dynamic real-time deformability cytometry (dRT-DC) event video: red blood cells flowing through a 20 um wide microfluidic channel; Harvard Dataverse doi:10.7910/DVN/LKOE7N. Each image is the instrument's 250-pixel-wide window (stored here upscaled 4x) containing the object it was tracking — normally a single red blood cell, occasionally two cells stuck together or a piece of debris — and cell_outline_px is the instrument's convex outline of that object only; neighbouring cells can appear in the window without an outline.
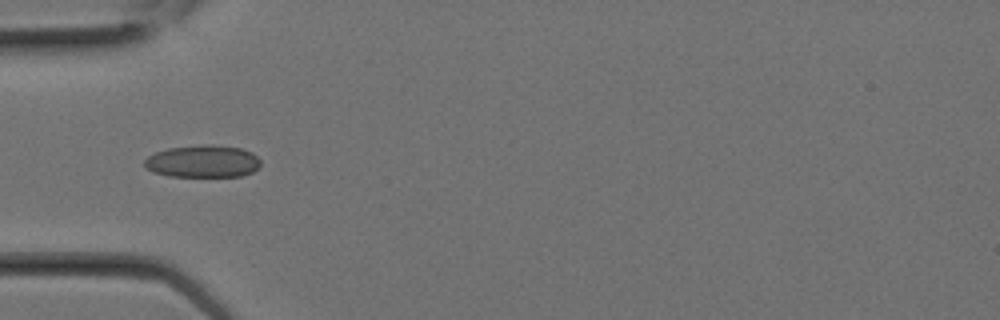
{"species": "Egyptian fruit bat (a non-hibernating species)", "species_latin": "Rousettus aegyptiacus", "temperature_condition": "room temperature", "stored_images_in_passage": 2, "camera_frame_rate_fps": 3000, "um_per_image_px": 0.085, "animal": {"sex": "female"}, "frame": {"image": 1, "passage_image": 2, "time_ms": 0.333, "image_size_px": [1000, 320], "cell_outline_px": [[260, 164], [252, 172], [240, 176], [168, 176], [152, 172], [144, 168], [144, 160], [148, 156], [156, 152], [168, 148], [200, 144], [212, 144], [240, 148], [252, 152], [260, 160]], "centroid_in_image_um": [17.2, 13.7], "position_along_channel_um": 67.8, "area_um2": 22.02}}